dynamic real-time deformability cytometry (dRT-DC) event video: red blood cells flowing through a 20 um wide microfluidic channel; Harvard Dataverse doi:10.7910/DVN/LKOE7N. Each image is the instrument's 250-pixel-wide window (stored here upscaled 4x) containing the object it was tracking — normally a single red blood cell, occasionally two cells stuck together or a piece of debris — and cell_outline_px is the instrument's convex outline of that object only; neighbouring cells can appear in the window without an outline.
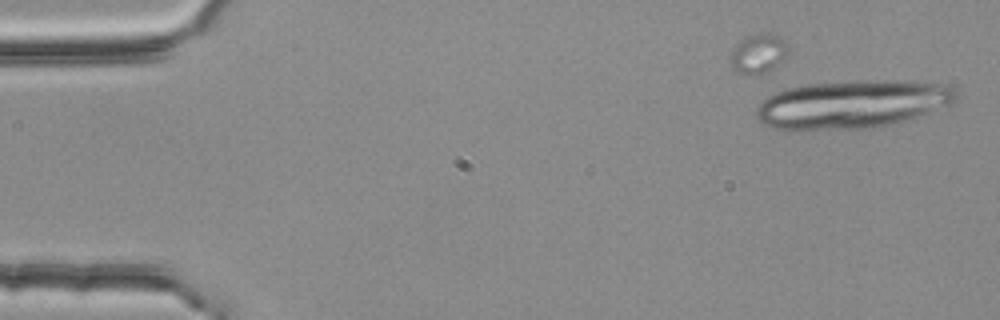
{"species": "common noctule bat (a hibernating species)", "species_latin": "Nyctalus noctula", "temperature_condition": "room temperature", "stored_images_in_passage": 14, "camera_frame_rate_fps": 3000, "um_per_image_px": 0.085, "animal": {"sex": "female", "body_mass_g": 25.1}, "frame": {"image": 1, "passage_image": 1, "time_ms": 0.0, "image_size_px": [1000, 320], "cell_outline_px": [[956, 100], [948, 104], [916, 116], [892, 124], [872, 128], [772, 128], [764, 124], [756, 116], [756, 108], [768, 96], [776, 92], [788, 88], [804, 84], [852, 80], [904, 80], [948, 84], [956, 92]], "centroid_in_image_um": [72.45, 8.82], "position_along_channel_um": 12.6, "area_um2": 55.37}}